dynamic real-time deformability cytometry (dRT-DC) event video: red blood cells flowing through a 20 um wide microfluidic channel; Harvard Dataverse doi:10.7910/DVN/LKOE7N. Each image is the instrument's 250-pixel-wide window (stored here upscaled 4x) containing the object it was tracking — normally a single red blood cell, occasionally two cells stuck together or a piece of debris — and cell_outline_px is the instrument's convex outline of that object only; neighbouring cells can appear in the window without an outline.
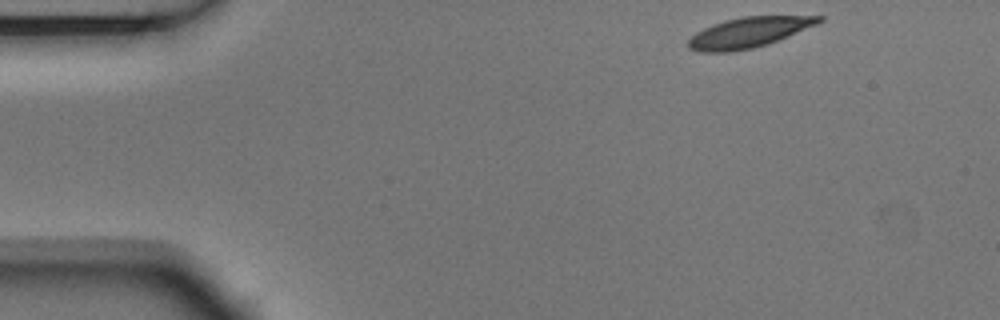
{"species": "Egyptian fruit bat (a non-hibernating species)", "species_latin": "Rousettus aegyptiacus", "temperature_condition": "room temperature", "stored_images_in_passage": 8, "camera_frame_rate_fps": 3000, "um_per_image_px": 0.085, "animal": {"sex": "male"}, "frame": {"image": 1, "passage_image": 1, "time_ms": 0.0, "image_size_px": [1000, 320], "cell_outline_px": [[824, 20], [816, 24], [768, 44], [752, 48], [732, 52], [700, 52], [688, 48], [688, 40], [696, 32], [704, 28], [724, 20], [744, 16], [824, 16]], "centroid_in_image_um": [63.61, 2.76], "position_along_channel_um": 21.4, "area_um2": 22.83}}
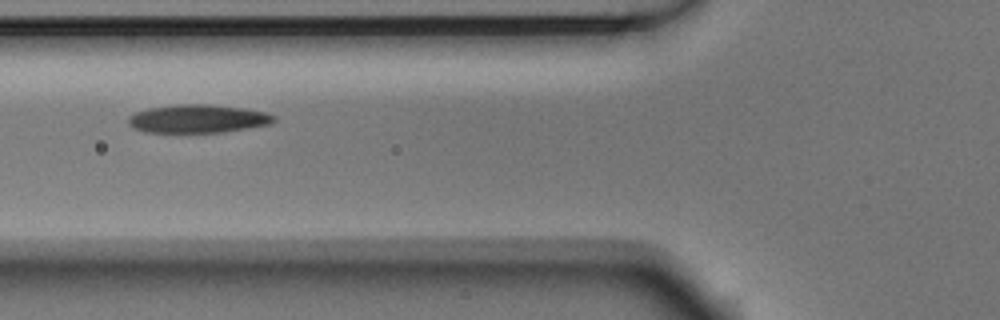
{"frame": {"image": 2, "passage_image": 5, "time_ms": 1.333, "image_size_px": [1000, 320], "cell_outline_px": [[276, 120], [272, 124], [224, 132], [144, 132], [128, 124], [128, 116], [136, 112], [148, 108], [176, 104], [208, 104], [244, 108], [264, 112], [276, 116]], "centroid_in_image_um": [16.84, 10.09], "position_along_channel_um": 109.0, "area_um2": 24.04}}
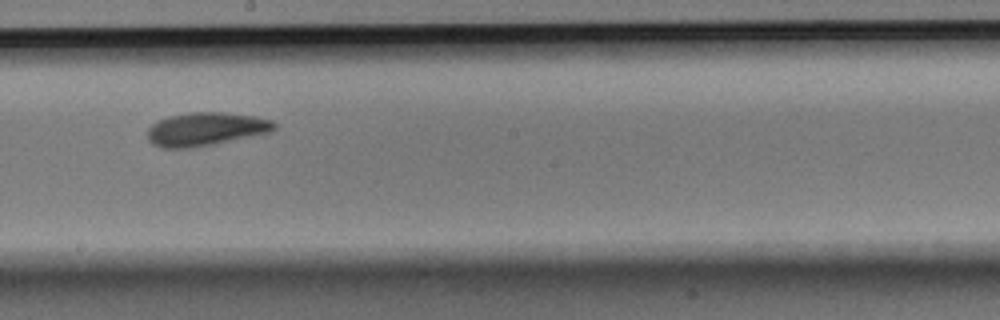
{"frame": {"image": 3, "passage_image": 8, "time_ms": 2.333, "image_size_px": [1000, 320], "cell_outline_px": [[276, 128], [272, 132], [192, 148], [160, 148], [152, 144], [148, 140], [148, 128], [156, 120], [168, 116], [188, 112], [224, 112], [252, 116], [272, 120], [276, 124]], "centroid_in_image_um": [17.46, 10.97], "position_along_channel_um": 230.7, "area_um2": 24.8}}